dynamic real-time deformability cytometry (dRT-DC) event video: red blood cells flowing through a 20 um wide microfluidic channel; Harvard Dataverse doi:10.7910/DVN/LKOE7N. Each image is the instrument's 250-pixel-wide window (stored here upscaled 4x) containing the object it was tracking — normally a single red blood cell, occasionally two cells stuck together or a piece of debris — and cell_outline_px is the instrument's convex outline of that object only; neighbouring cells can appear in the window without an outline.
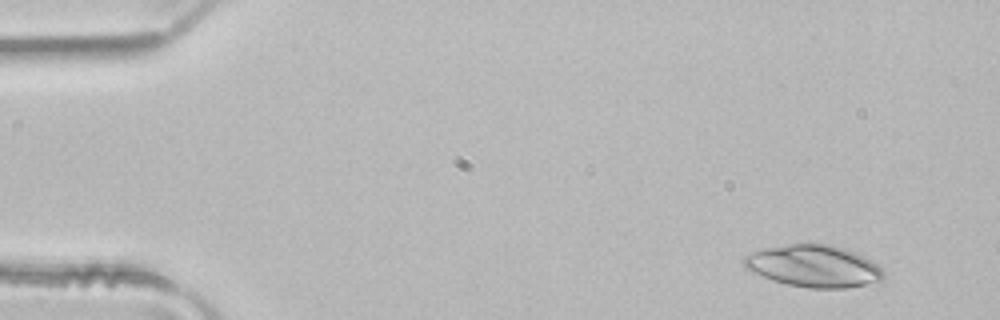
{"species": "common noctule bat (a hibernating species)", "species_latin": "Nyctalus noctula", "temperature_condition": "room temperature", "stored_images_in_passage": 2, "camera_frame_rate_fps": 3000, "um_per_image_px": 0.085, "animal": {"sex": "male", "body_mass_g": 21.5, "forearm_length_mm": 52.0}, "frame": {"image": 1, "passage_image": 1, "time_ms": 0.0, "image_size_px": [1000, 320], "cell_outline_px": [[884, 280], [848, 288], [808, 288], [788, 284], [772, 280], [748, 268], [744, 264], [744, 256], [752, 252], [768, 248], [792, 244], [828, 244], [844, 248], [856, 252], [872, 260], [884, 272]], "centroid_in_image_um": [69.24, 22.62], "position_along_channel_um": 15.8, "area_um2": 33.76}}